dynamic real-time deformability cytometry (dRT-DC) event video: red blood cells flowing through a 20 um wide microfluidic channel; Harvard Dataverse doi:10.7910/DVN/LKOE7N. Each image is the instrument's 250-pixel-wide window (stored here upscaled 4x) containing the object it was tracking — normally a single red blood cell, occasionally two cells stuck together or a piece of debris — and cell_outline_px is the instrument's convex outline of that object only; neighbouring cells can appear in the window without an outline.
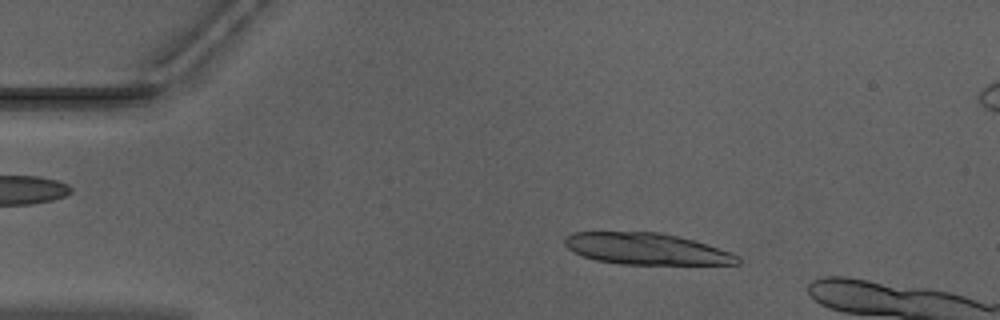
{"species": "Egyptian fruit bat (a non-hibernating species)", "species_latin": "Rousettus aegyptiacus", "temperature_condition": "warm", "stored_images_in_passage": 34, "camera_frame_rate_fps": 3000, "um_per_image_px": 0.085, "animal": {"sex": "male"}, "frame": {"image": 1, "passage_image": 8, "time_ms": 2.333, "image_size_px": [1000, 320], "cell_outline_px": [[740, 264], [620, 264], [596, 260], [572, 252], [564, 244], [564, 240], [572, 232], [660, 232], [692, 240], [732, 252], [740, 256]], "centroid_in_image_um": [54.94, 21.16], "position_along_channel_um": 30.1, "area_um2": 31.56}}
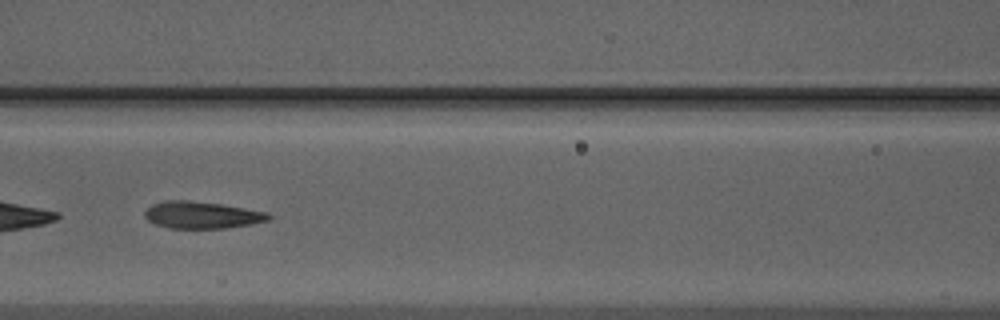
{"frame": {"image": 2, "passage_image": 22, "time_ms": 7.0, "image_size_px": [1000, 320], "cell_outline_px": [[272, 216], [268, 220], [252, 224], [224, 228], [168, 228], [156, 224], [148, 220], [144, 216], [144, 212], [152, 204], [164, 200], [188, 200], [220, 204], [268, 212]], "centroid_in_image_um": [17.14, 18.27], "position_along_channel_um": 149.5, "area_um2": 19.42}}
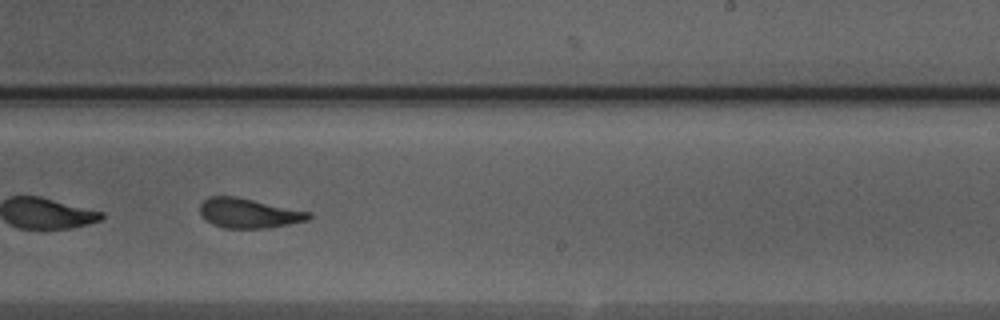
{"frame": {"image": 3, "passage_image": 31, "time_ms": 10.0, "image_size_px": [1000, 320], "cell_outline_px": [[312, 216], [308, 220], [268, 228], [224, 228], [212, 224], [200, 212], [200, 204], [208, 196], [236, 196], [312, 212]], "centroid_in_image_um": [21.17, 18.11], "position_along_channel_um": 267.8, "area_um2": 18.79}}